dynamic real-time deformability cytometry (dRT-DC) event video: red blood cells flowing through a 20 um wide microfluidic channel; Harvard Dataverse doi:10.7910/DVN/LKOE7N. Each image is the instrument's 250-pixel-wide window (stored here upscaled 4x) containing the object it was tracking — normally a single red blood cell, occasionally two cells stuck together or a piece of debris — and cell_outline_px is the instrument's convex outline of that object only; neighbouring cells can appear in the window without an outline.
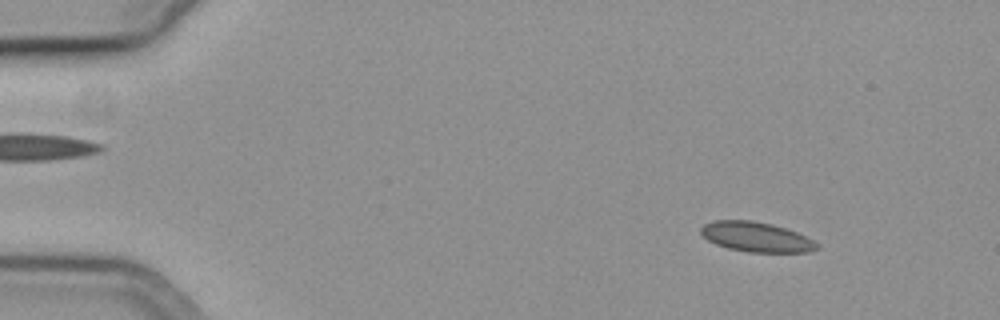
{"species": "common noctule bat (a hibernating species)", "species_latin": "Nyctalus noctula", "temperature_condition": "cold", "stored_images_in_passage": 15, "camera_frame_rate_fps": 3000, "um_per_image_px": 0.085, "animal": {"sex": "female", "body_mass_g": 19.3, "forearm_length_mm": 54.1}, "frame": {"image": 1, "passage_image": 7, "time_ms": 2.0, "image_size_px": [1000, 320], "cell_outline_px": [[820, 248], [808, 252], [748, 252], [728, 248], [716, 244], [708, 240], [700, 232], [700, 228], [704, 224], [712, 220], [752, 220], [772, 224], [796, 232], [820, 244]], "centroid_in_image_um": [64.27, 20.14], "position_along_channel_um": 20.7, "area_um2": 20.17}}